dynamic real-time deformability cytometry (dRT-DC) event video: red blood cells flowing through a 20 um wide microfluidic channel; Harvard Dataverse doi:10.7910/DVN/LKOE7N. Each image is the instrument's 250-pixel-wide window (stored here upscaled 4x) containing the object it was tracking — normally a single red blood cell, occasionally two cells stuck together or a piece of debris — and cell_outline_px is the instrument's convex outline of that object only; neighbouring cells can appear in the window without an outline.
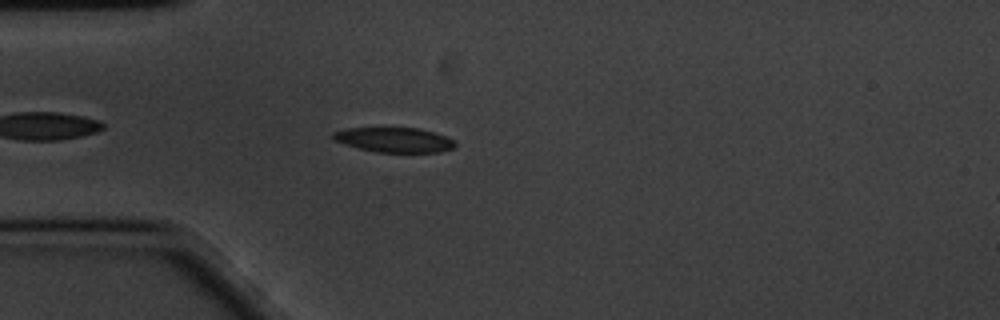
{"species": "common noctule bat (a hibernating species)", "species_latin": "Nyctalus noctula", "temperature_condition": "cold", "stored_images_in_passage": 46, "camera_frame_rate_fps": 3000, "um_per_image_px": 0.085, "animal": {"sex": "male", "body_mass_g": 20.1, "forearm_length_mm": 53.5}, "frame": {"image": 1, "passage_image": 6, "time_ms": 1.667, "image_size_px": [1000, 320], "cell_outline_px": [[456, 144], [452, 148], [440, 152], [376, 152], [344, 144], [332, 140], [332, 132], [344, 128], [420, 128], [456, 140]], "centroid_in_image_um": [33.48, 11.88], "position_along_channel_um": 51.5, "area_um2": 17.63}}
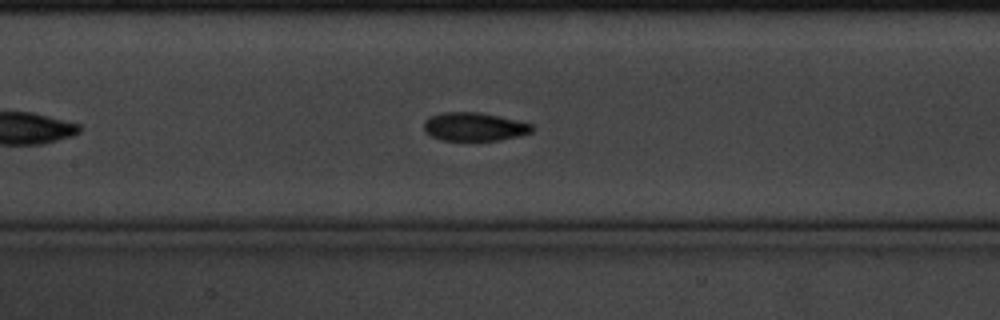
{"frame": {"image": 2, "passage_image": 17, "time_ms": 5.333, "image_size_px": [1000, 320], "cell_outline_px": [[536, 128], [532, 132], [520, 136], [500, 140], [440, 140], [424, 132], [424, 120], [432, 116], [444, 112], [480, 112], [516, 120], [532, 124]], "centroid_in_image_um": [40.33, 10.78], "position_along_channel_um": 167.1, "area_um2": 17.98}}
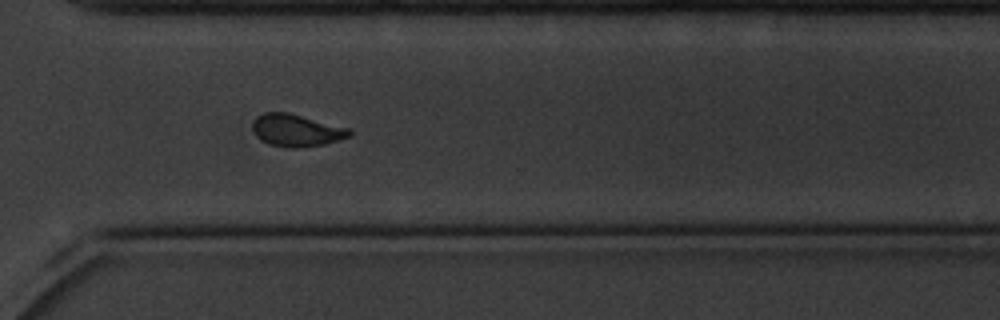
{"frame": {"image": 3, "passage_image": 33, "time_ms": 10.667, "image_size_px": [1000, 320], "cell_outline_px": [[352, 136], [324, 144], [296, 148], [288, 148], [272, 144], [260, 140], [256, 136], [252, 128], [252, 124], [256, 116], [264, 112], [288, 112], [348, 128], [352, 132]], "centroid_in_image_um": [25.17, 11.07], "position_along_channel_um": 345.4, "area_um2": 18.15}, "authors_computed_cell_mechanics": {"area_um2": 18.207, "velocity_mm_per_s": 3.3523, "shape_relaxation_time_tau1_ms": 3.5144, "shape_relaxation_time_tau2_ms": 2.9513, "deformation_change_tau1": 0.112, "deformation_change_tau2": 0.0843}}